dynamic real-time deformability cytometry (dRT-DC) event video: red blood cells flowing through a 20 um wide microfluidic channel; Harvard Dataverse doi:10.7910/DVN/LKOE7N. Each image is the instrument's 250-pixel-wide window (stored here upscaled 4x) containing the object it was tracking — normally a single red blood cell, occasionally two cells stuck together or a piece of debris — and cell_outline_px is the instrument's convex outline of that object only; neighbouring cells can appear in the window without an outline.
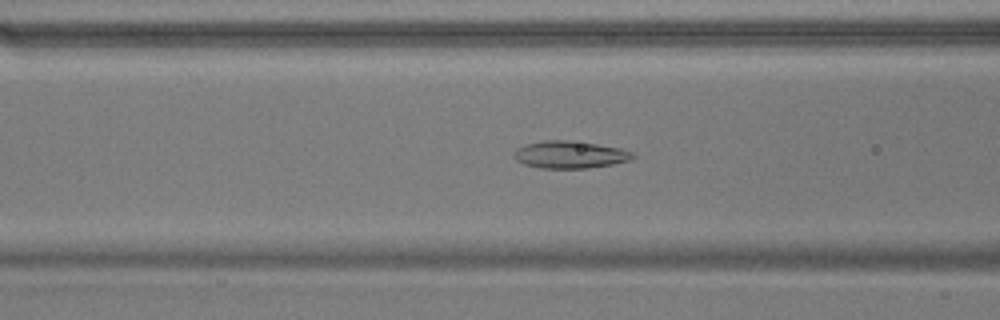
{"species": "common noctule bat (a hibernating species)", "species_latin": "Nyctalus noctula", "temperature_condition": "warm", "stored_images_in_passage": 56, "camera_frame_rate_fps": 3000, "um_per_image_px": 0.085, "animal": {"sex": "male", "body_mass_g": 17.9}, "frame": {"image": 1, "passage_image": 22, "time_ms": 7.0, "image_size_px": [1000, 320], "cell_outline_px": [[636, 156], [632, 160], [612, 164], [588, 168], [540, 168], [524, 164], [516, 160], [516, 148], [524, 144], [544, 140], [568, 140], [596, 144], [620, 148], [632, 152]], "centroid_in_image_um": [48.46, 13.14], "position_along_channel_um": 118.1, "area_um2": 18.84}}
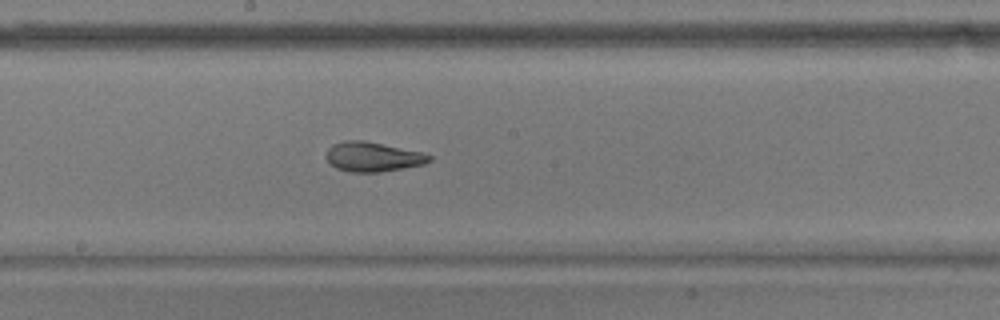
{"frame": {"image": 2, "passage_image": 30, "time_ms": 9.667, "image_size_px": [1000, 320], "cell_outline_px": [[432, 160], [424, 164], [404, 168], [380, 172], [352, 172], [336, 168], [324, 156], [328, 148], [332, 144], [344, 140], [364, 140], [420, 152], [432, 156]], "centroid_in_image_um": [31.66, 13.32], "position_along_channel_um": 216.5, "area_um2": 17.74}}
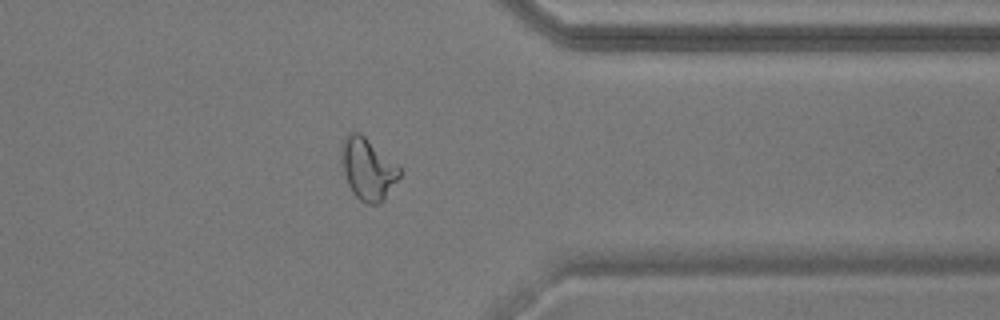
{"frame": {"image": 3, "passage_image": 44, "time_ms": 14.333, "image_size_px": [1000, 320], "cell_outline_px": [[400, 176], [384, 200], [380, 204], [364, 204], [352, 192], [348, 184], [344, 172], [340, 152], [344, 140], [348, 132], [360, 132], [396, 164], [400, 168]], "centroid_in_image_um": [31.25, 14.38], "position_along_channel_um": 380.1, "area_um2": 20.69}, "authors_computed_cell_mechanics": {"area_um2": 21.1548, "velocity_mm_per_s": 3.6837, "shape_relaxation_time_tau1_ms": null, "shape_relaxation_time_tau2_ms": 1.621, "deformation_change_tau1": null, "deformation_change_tau2": 0.0746}}